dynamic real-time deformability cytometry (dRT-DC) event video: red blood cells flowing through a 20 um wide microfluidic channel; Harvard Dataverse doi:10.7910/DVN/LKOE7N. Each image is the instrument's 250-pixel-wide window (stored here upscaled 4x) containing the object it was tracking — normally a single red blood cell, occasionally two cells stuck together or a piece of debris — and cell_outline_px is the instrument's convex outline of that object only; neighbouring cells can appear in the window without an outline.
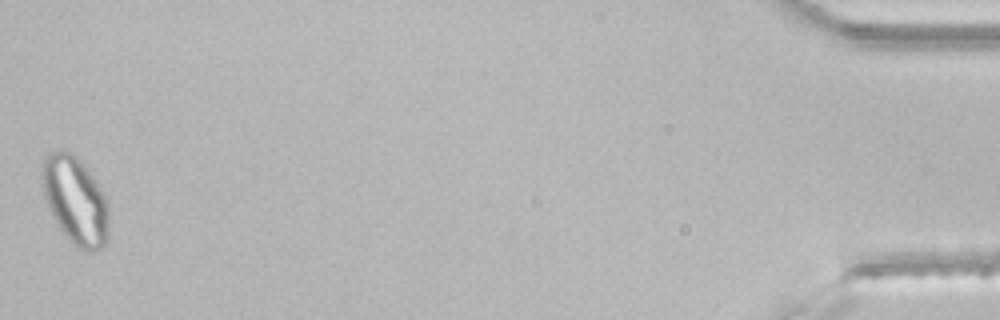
{"species": "common noctule bat (a hibernating species)", "species_latin": "Nyctalus noctula", "temperature_condition": "room temperature", "stored_images_in_passage": 46, "segment_of_instrument_passage": [2, 2], "camera_frame_rate_fps": 3000, "um_per_image_px": 0.085, "animal": {"sex": "male", "body_mass_g": 21.5, "forearm_length_mm": 52.0}, "frame": {"image": 1, "passage_image": 46, "time_ms": 15.0, "image_size_px": [1000, 320], "cell_outline_px": [[108, 236], [104, 244], [96, 252], [84, 252], [76, 248], [72, 244], [60, 228], [52, 216], [44, 196], [40, 172], [44, 156], [48, 152], [68, 152], [76, 156], [80, 160], [100, 184], [108, 200]], "centroid_in_image_um": [6.41, 17.06], "position_along_channel_um": 428.8, "area_um2": 34.62}}